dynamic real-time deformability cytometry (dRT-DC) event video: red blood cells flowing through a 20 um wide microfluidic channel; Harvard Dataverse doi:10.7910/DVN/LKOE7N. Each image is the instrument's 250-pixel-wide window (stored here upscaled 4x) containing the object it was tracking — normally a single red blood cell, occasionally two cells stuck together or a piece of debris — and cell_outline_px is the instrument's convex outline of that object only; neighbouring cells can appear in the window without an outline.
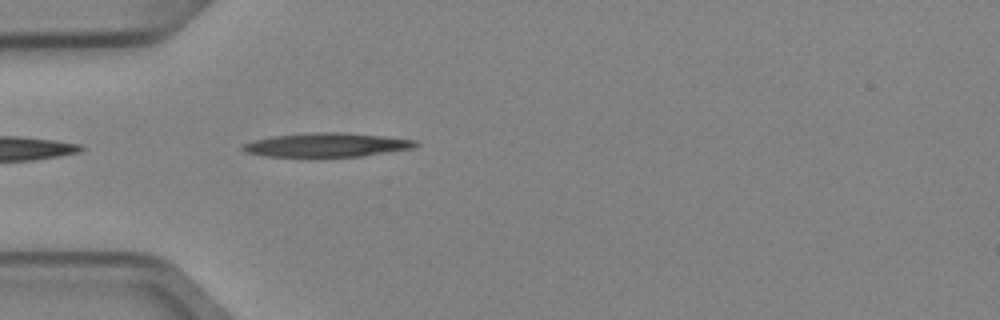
{"species": "Egyptian fruit bat (a non-hibernating species)", "species_latin": "Rousettus aegyptiacus", "temperature_condition": "cold", "stored_images_in_passage": 1, "camera_frame_rate_fps": 3000, "um_per_image_px": 0.085, "animal": {"sex": "female"}, "frame": {"image": 1, "passage_image": 1, "time_ms": 0.0, "image_size_px": [1000, 320], "cell_outline_px": [[420, 144], [416, 148], [360, 156], [264, 156], [244, 152], [240, 148], [244, 144], [252, 140], [272, 136], [312, 132], [344, 132], [384, 136], [416, 140]], "centroid_in_image_um": [27.78, 12.31], "position_along_channel_um": 57.2, "area_um2": 24.16}}